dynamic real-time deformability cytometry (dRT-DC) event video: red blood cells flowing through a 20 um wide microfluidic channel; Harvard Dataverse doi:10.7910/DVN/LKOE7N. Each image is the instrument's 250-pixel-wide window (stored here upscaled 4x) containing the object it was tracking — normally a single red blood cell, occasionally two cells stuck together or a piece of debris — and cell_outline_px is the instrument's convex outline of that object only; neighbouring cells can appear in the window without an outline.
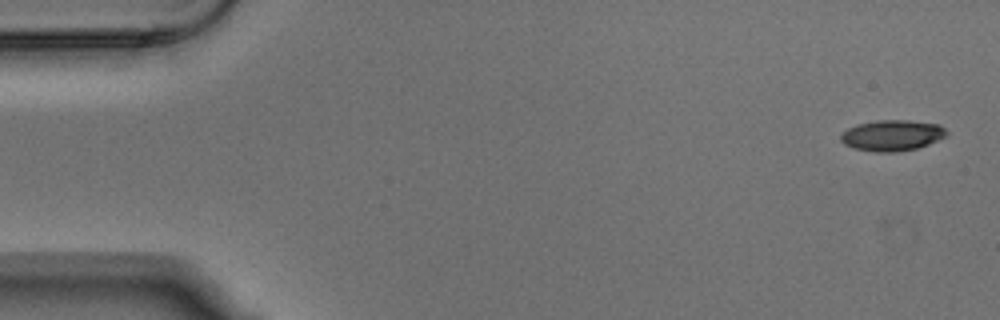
{"species": "Egyptian fruit bat (a non-hibernating species)", "species_latin": "Rousettus aegyptiacus", "temperature_condition": "warm", "stored_images_in_passage": 5, "camera_frame_rate_fps": 3000, "um_per_image_px": 0.085, "animal": {"sex": "male"}, "frame": {"image": 1, "passage_image": 1, "time_ms": 0.0, "image_size_px": [1000, 320], "cell_outline_px": [[948, 136], [928, 144], [916, 148], [896, 152], [872, 152], [856, 148], [844, 144], [840, 140], [840, 136], [848, 128], [856, 124], [876, 120], [908, 120], [940, 124], [948, 132]], "centroid_in_image_um": [75.84, 11.5], "position_along_channel_um": 9.2, "area_um2": 19.13}}
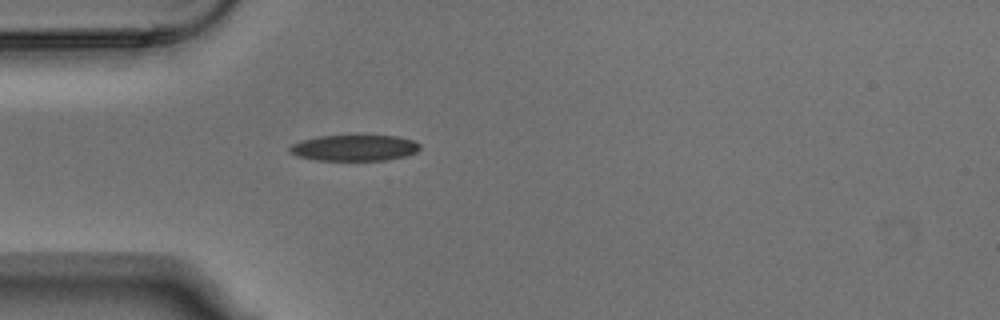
{"frame": {"image": 2, "passage_image": 5, "time_ms": 1.333, "image_size_px": [1000, 320], "cell_outline_px": [[420, 148], [416, 152], [404, 156], [384, 160], [316, 160], [296, 156], [288, 152], [288, 148], [292, 144], [300, 140], [320, 136], [396, 136], [412, 140], [420, 144]], "centroid_in_image_um": [30.07, 12.57], "position_along_channel_um": 54.9, "area_um2": 19.65}}